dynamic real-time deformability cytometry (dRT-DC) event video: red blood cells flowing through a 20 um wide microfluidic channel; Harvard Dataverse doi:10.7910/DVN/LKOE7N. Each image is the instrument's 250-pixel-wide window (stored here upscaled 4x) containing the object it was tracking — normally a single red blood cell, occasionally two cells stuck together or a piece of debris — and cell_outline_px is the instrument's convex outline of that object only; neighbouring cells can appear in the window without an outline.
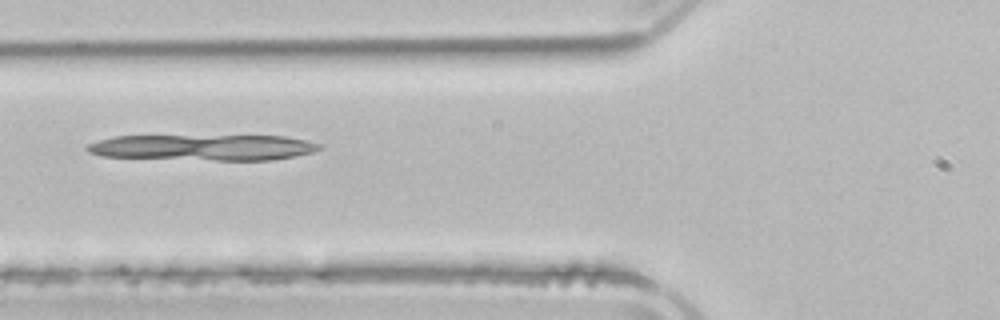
{"species": "common noctule bat (a hibernating species)", "species_latin": "Nyctalus noctula", "temperature_condition": "room temperature", "stored_images_in_passage": 4, "camera_frame_rate_fps": 3000, "um_per_image_px": 0.085, "animal": {"sex": "male", "body_mass_g": 21.5, "forearm_length_mm": 52.0}, "frame": {"image": 1, "passage_image": 4, "time_ms": 5.0, "image_size_px": [1000, 320], "cell_outline_px": [[324, 148], [312, 152], [292, 156], [268, 160], [216, 160], [104, 156], [88, 152], [84, 148], [88, 144], [100, 140], [116, 136], [284, 136], [304, 140], [320, 144]], "centroid_in_image_um": [17.28, 12.52], "position_along_channel_um": 108.5, "area_um2": 34.62}}